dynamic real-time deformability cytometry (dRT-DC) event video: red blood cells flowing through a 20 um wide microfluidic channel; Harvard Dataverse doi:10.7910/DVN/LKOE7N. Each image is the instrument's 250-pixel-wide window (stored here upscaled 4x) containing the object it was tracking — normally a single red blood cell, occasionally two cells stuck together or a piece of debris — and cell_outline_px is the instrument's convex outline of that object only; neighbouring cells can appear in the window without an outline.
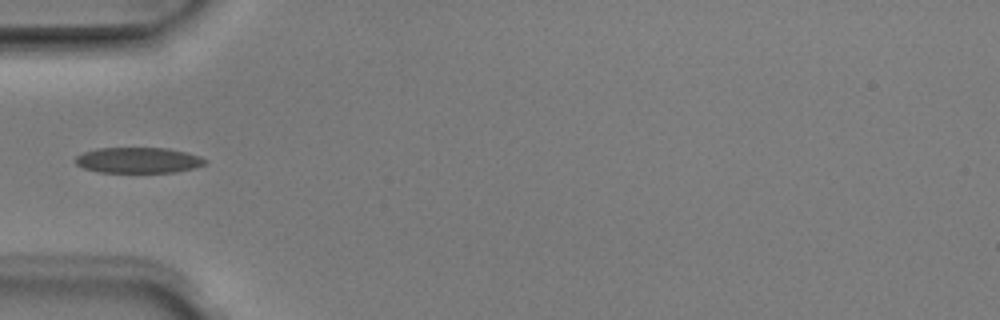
{"species": "Egyptian fruit bat (a non-hibernating species)", "species_latin": "Rousettus aegyptiacus", "temperature_condition": "room temperature", "stored_images_in_passage": 6, "camera_frame_rate_fps": 3000, "um_per_image_px": 0.085, "animal": {"sex": "male"}, "frame": {"image": 1, "passage_image": 5, "time_ms": 1.333, "image_size_px": [1000, 320], "cell_outline_px": [[208, 160], [204, 164], [192, 168], [172, 172], [96, 172], [84, 168], [76, 164], [72, 160], [76, 156], [84, 152], [96, 148], [168, 148], [200, 156]], "centroid_in_image_um": [11.69, 13.61], "position_along_channel_um": 73.3, "area_um2": 19.36}}
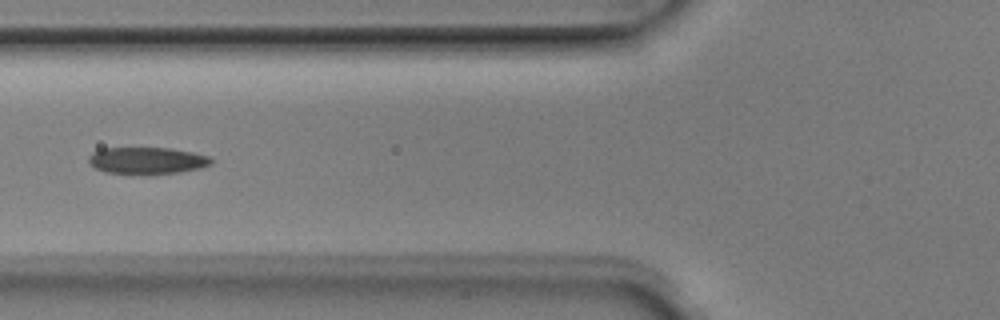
{"frame": {"image": 2, "passage_image": 6, "time_ms": 1.667, "image_size_px": [1000, 320], "cell_outline_px": [[212, 164], [200, 168], [180, 172], [104, 172], [88, 164], [88, 156], [92, 152], [104, 148], [168, 148], [192, 152], [208, 156], [212, 160]], "centroid_in_image_um": [12.47, 13.61], "position_along_channel_um": 113.3, "area_um2": 18.55}}